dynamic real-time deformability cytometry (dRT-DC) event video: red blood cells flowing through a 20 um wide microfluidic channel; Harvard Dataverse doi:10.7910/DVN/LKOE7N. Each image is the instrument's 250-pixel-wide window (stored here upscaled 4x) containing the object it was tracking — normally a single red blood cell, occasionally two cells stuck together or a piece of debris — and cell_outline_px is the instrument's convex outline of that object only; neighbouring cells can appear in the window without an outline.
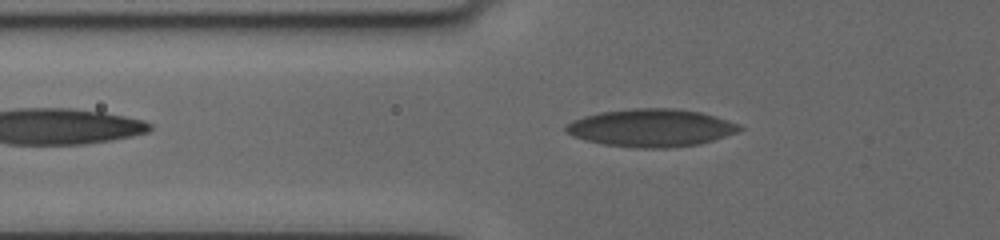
{"species": "human", "species_latin": "Homo sapiens", "temperature_condition": "cold", "stored_images_in_passage": 29, "camera_frame_rate_fps": 3000, "um_per_image_px": 0.085, "donor": {"sex": "female"}, "frame": {"image": 1, "passage_image": 2, "time_ms": 0.333, "image_size_px": [1000, 240], "cell_outline_px": [[744, 128], [736, 132], [700, 144], [668, 148], [636, 148], [604, 144], [584, 140], [572, 136], [564, 128], [568, 124], [584, 116], [604, 112], [636, 108], [672, 108], [700, 112], [716, 116], [740, 124]], "centroid_in_image_um": [55.38, 10.87], "position_along_channel_um": 70.4, "area_um2": 37.86}}
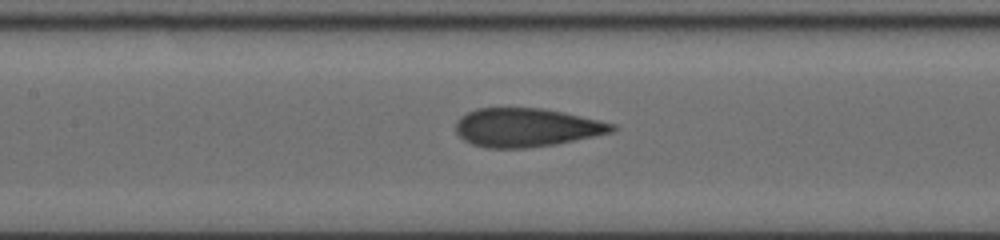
{"frame": {"image": 2, "passage_image": 13, "time_ms": 3.0, "image_size_px": [1000, 240], "cell_outline_px": [[616, 128], [612, 132], [556, 144], [528, 148], [484, 148], [472, 144], [464, 140], [456, 132], [456, 124], [460, 116], [476, 108], [540, 108], [564, 112], [616, 124]], "centroid_in_image_um": [44.73, 10.84], "position_along_channel_um": 162.7, "area_um2": 35.14}}
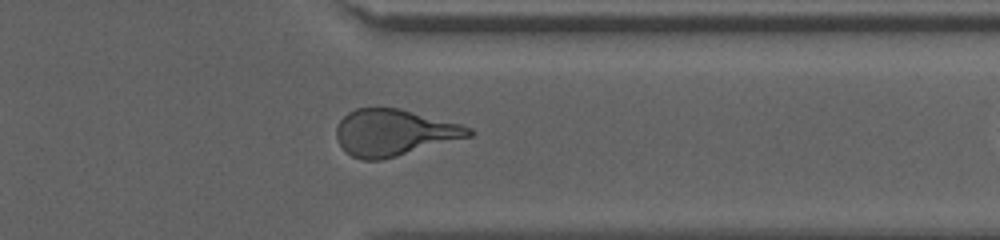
{"frame": {"image": 3, "passage_image": 28, "time_ms": 7.333, "image_size_px": [1000, 240], "cell_outline_px": [[476, 132], [472, 136], [396, 156], [380, 160], [364, 160], [352, 156], [336, 140], [336, 128], [340, 120], [348, 112], [356, 108], [400, 108], [460, 124], [472, 128]], "centroid_in_image_um": [33.5, 11.26], "position_along_channel_um": 377.9, "area_um2": 35.66}}